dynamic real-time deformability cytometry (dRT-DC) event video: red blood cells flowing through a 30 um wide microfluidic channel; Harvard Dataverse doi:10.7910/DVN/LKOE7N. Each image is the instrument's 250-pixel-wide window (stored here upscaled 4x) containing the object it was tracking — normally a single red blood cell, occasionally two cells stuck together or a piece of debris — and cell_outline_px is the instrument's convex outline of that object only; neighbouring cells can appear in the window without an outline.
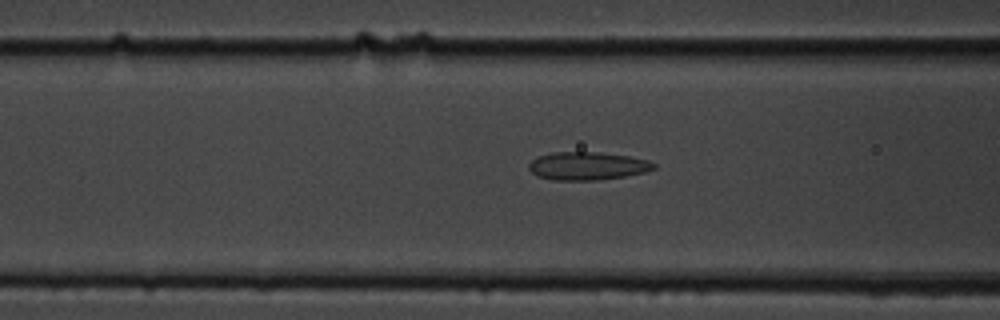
{"species": "common noctule bat (a hibernating species)", "species_latin": "Nyctalus noctula", "temperature_condition": "cold", "stored_images_in_passage": 39, "camera_frame_rate_fps": 3000, "um_per_image_px": 0.085, "animal": {"sex": "male", "body_mass_g": 19.5, "forearm_length_mm": 54.6}, "frame": {"image": 1, "passage_image": 14, "time_ms": 4.333, "image_size_px": [1000, 320], "cell_outline_px": [[656, 168], [644, 172], [624, 176], [596, 180], [552, 180], [536, 176], [528, 168], [528, 164], [532, 160], [540, 156], [552, 152], [600, 152], [628, 156], [648, 160], [656, 164]], "centroid_in_image_um": [49.91, 14.1], "position_along_channel_um": 116.7, "area_um2": 20.4}}
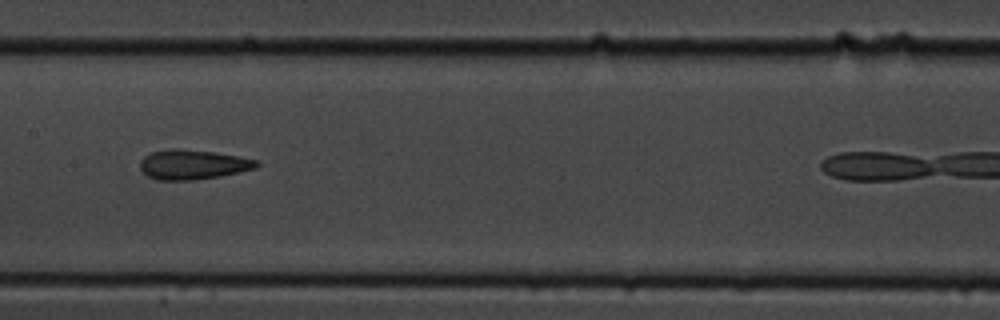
{"frame": {"image": 2, "passage_image": 20, "time_ms": 6.333, "image_size_px": [1000, 320], "cell_outline_px": [[260, 164], [256, 168], [220, 176], [192, 180], [156, 180], [148, 176], [140, 168], [140, 160], [144, 156], [152, 152], [172, 148], [176, 148], [216, 152], [260, 160]], "centroid_in_image_um": [16.4, 13.98], "position_along_channel_um": 191.0, "area_um2": 20.23}}
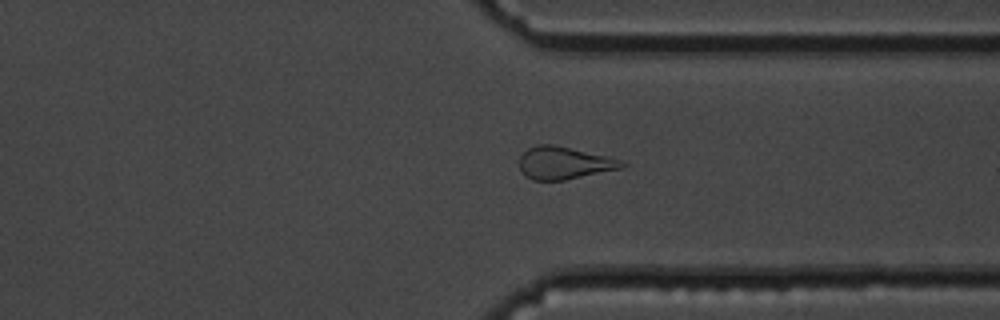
{"frame": {"image": 3, "passage_image": 34, "time_ms": 11.0, "image_size_px": [1000, 320], "cell_outline_px": [[628, 164], [620, 168], [564, 180], [532, 180], [524, 176], [520, 168], [520, 156], [528, 148], [536, 144], [552, 144], [608, 156], [620, 160]], "centroid_in_image_um": [47.91, 13.84], "position_along_channel_um": 363.5, "area_um2": 19.25}}